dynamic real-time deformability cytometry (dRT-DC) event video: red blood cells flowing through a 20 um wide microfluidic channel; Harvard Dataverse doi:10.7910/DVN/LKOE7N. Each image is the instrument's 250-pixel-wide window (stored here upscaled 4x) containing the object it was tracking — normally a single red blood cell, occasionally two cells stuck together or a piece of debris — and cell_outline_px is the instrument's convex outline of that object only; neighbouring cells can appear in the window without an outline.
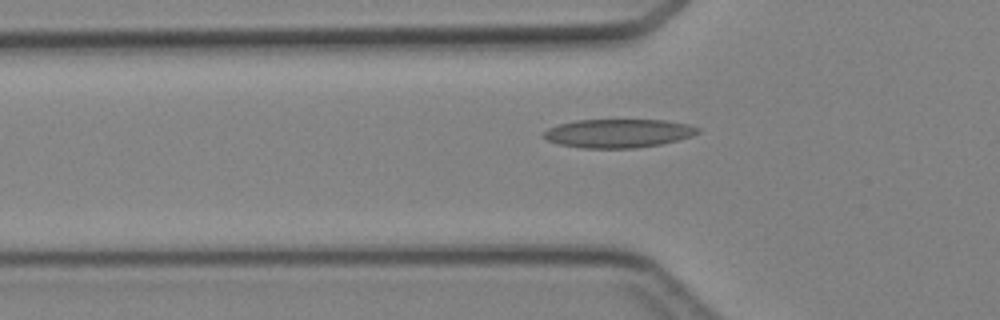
{"species": "Egyptian fruit bat (a non-hibernating species)", "species_latin": "Rousettus aegyptiacus", "temperature_condition": "cold", "stored_images_in_passage": 34, "camera_frame_rate_fps": 3000, "um_per_image_px": 0.085, "animal": {"sex": "female"}, "frame": {"image": 1, "passage_image": 7, "time_ms": 2.0, "image_size_px": [1000, 320], "cell_outline_px": [[700, 132], [692, 136], [660, 144], [636, 148], [580, 148], [560, 144], [548, 140], [540, 136], [548, 128], [556, 124], [576, 120], [664, 120], [688, 124], [700, 128]], "centroid_in_image_um": [52.52, 11.33], "position_along_channel_um": 73.3, "area_um2": 25.78}}
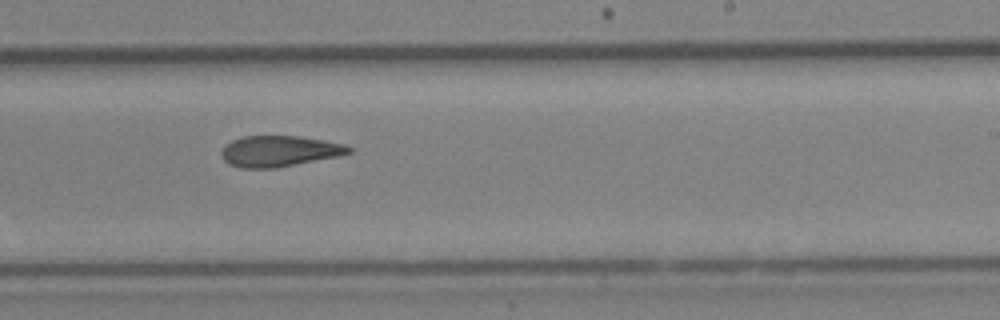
{"frame": {"image": 2, "passage_image": 20, "time_ms": 6.333, "image_size_px": [1000, 320], "cell_outline_px": [[352, 152], [336, 156], [276, 168], [240, 168], [228, 164], [224, 160], [220, 152], [224, 144], [240, 136], [300, 136], [324, 140], [344, 144], [352, 148]], "centroid_in_image_um": [23.68, 12.84], "position_along_channel_um": 265.3, "area_um2": 23.0}}
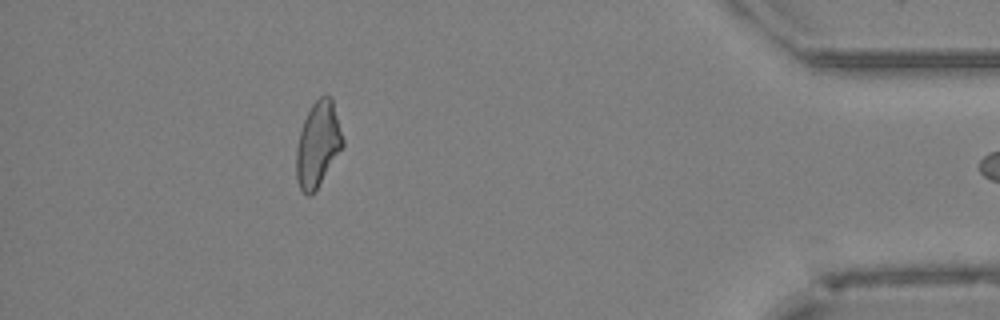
{"frame": {"image": 3, "passage_image": 33, "time_ms": 10.667, "image_size_px": [1000, 320], "cell_outline_px": [[344, 144], [316, 188], [308, 196], [300, 188], [296, 180], [296, 148], [300, 132], [304, 120], [312, 104], [320, 96], [332, 96], [344, 140]], "centroid_in_image_um": [27.01, 12.22], "position_along_channel_um": 408.2, "area_um2": 22.6}}